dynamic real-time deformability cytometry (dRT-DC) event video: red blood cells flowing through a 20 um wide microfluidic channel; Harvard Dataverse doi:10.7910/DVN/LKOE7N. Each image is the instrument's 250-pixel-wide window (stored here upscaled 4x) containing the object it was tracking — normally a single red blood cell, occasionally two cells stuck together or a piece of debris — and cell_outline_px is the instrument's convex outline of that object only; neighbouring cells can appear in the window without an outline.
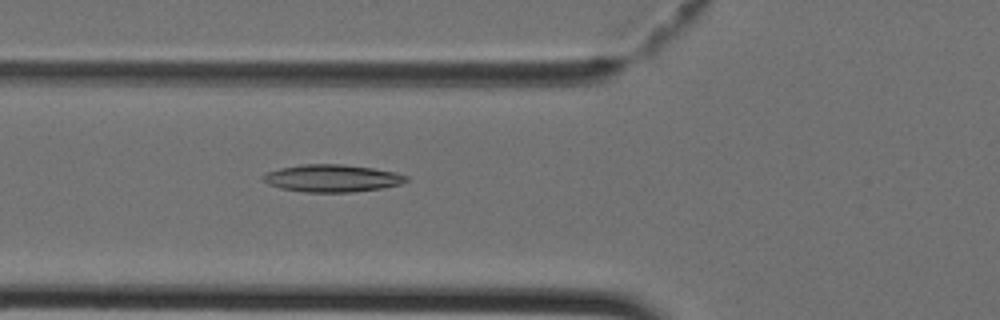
{"species": "Egyptian fruit bat (a non-hibernating species)", "species_latin": "Rousettus aegyptiacus", "temperature_condition": "cold", "stored_images_in_passage": 43, "camera_frame_rate_fps": 3000, "um_per_image_px": 0.085, "animal": {"sex": "female"}, "frame": {"image": 1, "passage_image": 16, "time_ms": 5.0, "image_size_px": [1000, 320], "cell_outline_px": [[408, 180], [400, 184], [380, 188], [352, 192], [304, 192], [280, 188], [268, 184], [260, 176], [268, 172], [280, 168], [304, 164], [340, 164], [372, 168], [396, 172], [408, 176]], "centroid_in_image_um": [28.22, 15.15], "position_along_channel_um": 97.6, "area_um2": 22.72}}
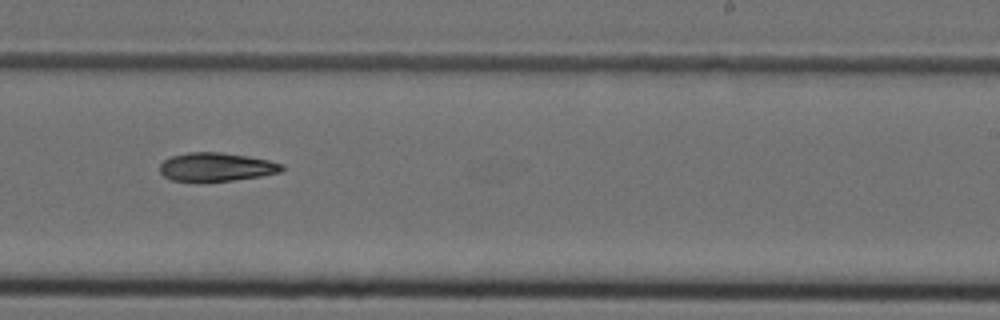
{"frame": {"image": 2, "passage_image": 27, "time_ms": 8.667, "image_size_px": [1000, 320], "cell_outline_px": [[284, 168], [280, 172], [260, 176], [232, 180], [172, 180], [164, 176], [160, 172], [160, 164], [164, 160], [172, 156], [188, 152], [220, 152], [248, 156], [268, 160], [284, 164]], "centroid_in_image_um": [18.4, 14.17], "position_along_channel_um": 270.6, "area_um2": 19.94}}
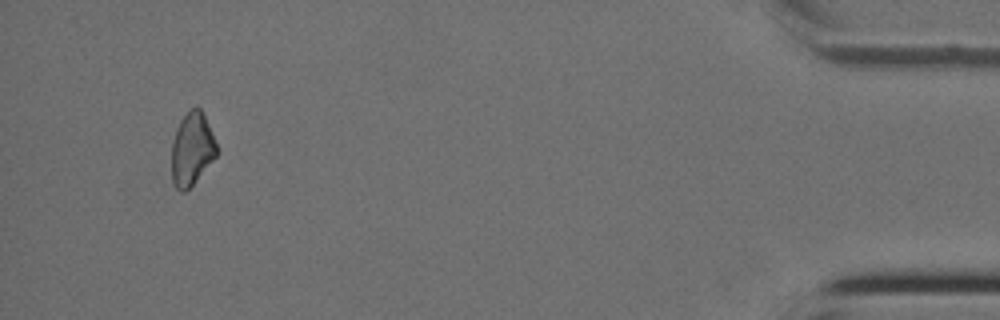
{"frame": {"image": 3, "passage_image": 41, "time_ms": 13.333, "image_size_px": [1000, 320], "cell_outline_px": [[216, 156], [192, 184], [184, 192], [180, 192], [176, 188], [172, 180], [172, 144], [176, 128], [180, 120], [192, 108], [200, 108], [204, 116], [216, 144]], "centroid_in_image_um": [16.28, 12.69], "position_along_channel_um": 418.9, "area_um2": 18.55}}